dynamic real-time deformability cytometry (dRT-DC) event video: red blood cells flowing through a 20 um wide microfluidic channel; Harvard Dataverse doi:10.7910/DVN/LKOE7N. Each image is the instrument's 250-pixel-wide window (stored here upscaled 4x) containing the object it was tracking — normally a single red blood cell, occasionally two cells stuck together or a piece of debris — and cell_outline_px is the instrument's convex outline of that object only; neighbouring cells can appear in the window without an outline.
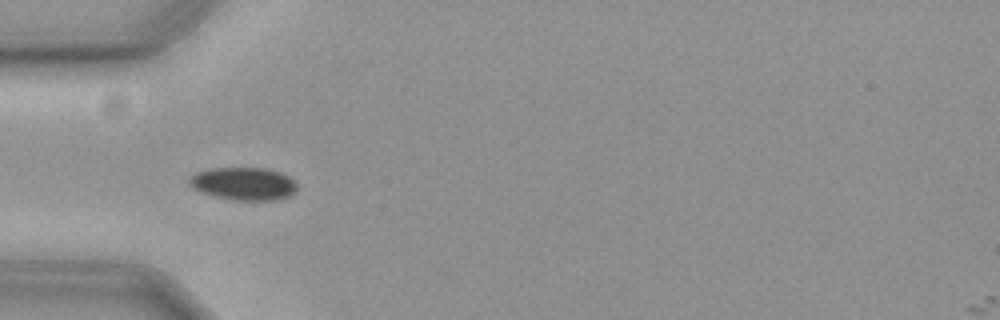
{"species": "common noctule bat (a hibernating species)", "species_latin": "Nyctalus noctula", "temperature_condition": "cold", "stored_images_in_passage": 11, "camera_frame_rate_fps": 3000, "um_per_image_px": 0.085, "animal": {"sex": "female", "body_mass_g": 19.3, "forearm_length_mm": 54.1}, "frame": {"image": 1, "passage_image": 2, "time_ms": 0.333, "image_size_px": [1000, 320], "cell_outline_px": [[296, 188], [288, 196], [276, 200], [232, 200], [200, 192], [192, 188], [188, 184], [188, 180], [196, 172], [212, 168], [268, 168], [280, 172], [288, 176], [296, 184]], "centroid_in_image_um": [20.67, 15.61], "position_along_channel_um": 64.3, "area_um2": 20.52}}